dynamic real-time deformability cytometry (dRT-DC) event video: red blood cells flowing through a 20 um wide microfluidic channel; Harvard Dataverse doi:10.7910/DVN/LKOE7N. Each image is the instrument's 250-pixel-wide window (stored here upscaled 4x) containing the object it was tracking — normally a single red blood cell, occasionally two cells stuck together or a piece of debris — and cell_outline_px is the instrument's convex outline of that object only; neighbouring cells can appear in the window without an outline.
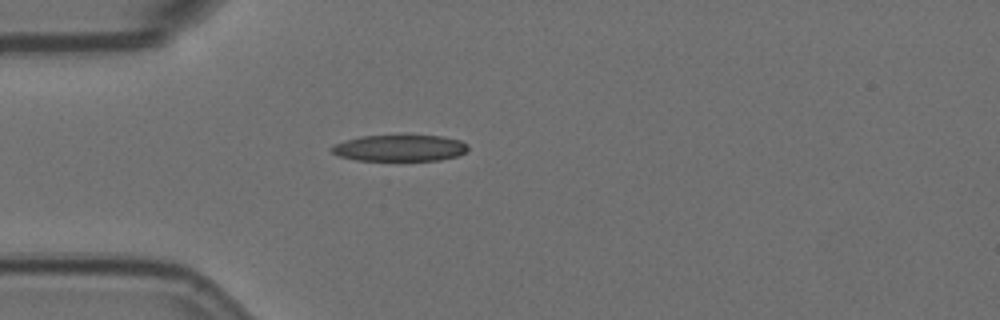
{"species": "Egyptian fruit bat (a non-hibernating species)", "species_latin": "Rousettus aegyptiacus", "temperature_condition": "room temperature", "stored_images_in_passage": 3, "camera_frame_rate_fps": 3000, "um_per_image_px": 0.085, "animal": {"sex": "female"}, "frame": {"image": 1, "passage_image": 1, "time_ms": 0.0, "image_size_px": [1000, 320], "cell_outline_px": [[468, 148], [460, 156], [440, 160], [356, 160], [340, 156], [332, 152], [328, 148], [332, 144], [360, 136], [404, 132], [440, 136], [460, 140], [468, 144]], "centroid_in_image_um": [33.97, 12.53], "position_along_channel_um": 51.0, "area_um2": 22.08}}
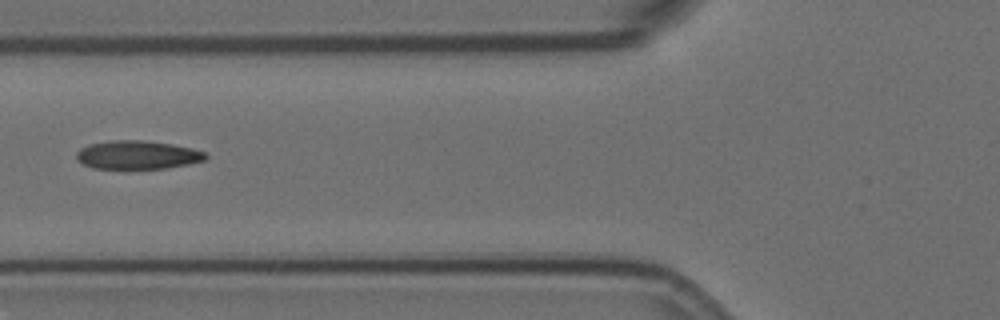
{"frame": {"image": 2, "passage_image": 3, "time_ms": 0.667, "image_size_px": [1000, 320], "cell_outline_px": [[208, 156], [204, 160], [188, 164], [168, 168], [92, 168], [76, 160], [76, 152], [80, 148], [88, 144], [112, 140], [144, 140], [172, 144], [192, 148], [204, 152]], "centroid_in_image_um": [11.66, 13.16], "position_along_channel_um": 114.1, "area_um2": 21.44}}